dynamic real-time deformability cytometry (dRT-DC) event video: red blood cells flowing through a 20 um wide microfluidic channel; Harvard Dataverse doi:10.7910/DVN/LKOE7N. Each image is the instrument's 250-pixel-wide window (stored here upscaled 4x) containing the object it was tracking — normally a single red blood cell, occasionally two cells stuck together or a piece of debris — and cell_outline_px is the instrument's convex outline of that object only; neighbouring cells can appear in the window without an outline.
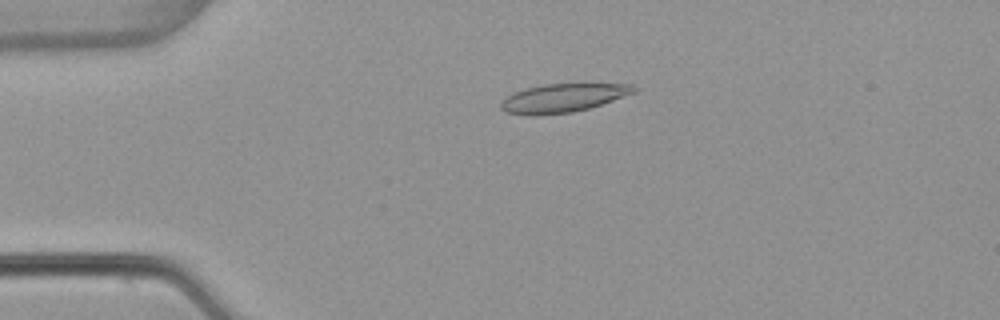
{"species": "common noctule bat (a hibernating species)", "species_latin": "Nyctalus noctula", "temperature_condition": "warm", "stored_images_in_passage": 49, "camera_frame_rate_fps": 3000, "um_per_image_px": 0.085, "animal": {"sex": "female", "body_mass_g": 22.7, "forearm_length_mm": 54.2}, "frame": {"image": 1, "passage_image": 8, "time_ms": 2.333, "image_size_px": [1000, 320], "cell_outline_px": [[636, 92], [588, 108], [572, 112], [536, 116], [528, 116], [508, 112], [500, 108], [500, 104], [508, 96], [524, 88], [544, 84], [584, 80], [588, 80], [632, 84], [636, 88]], "centroid_in_image_um": [47.94, 8.26], "position_along_channel_um": 37.1, "area_um2": 23.18}}
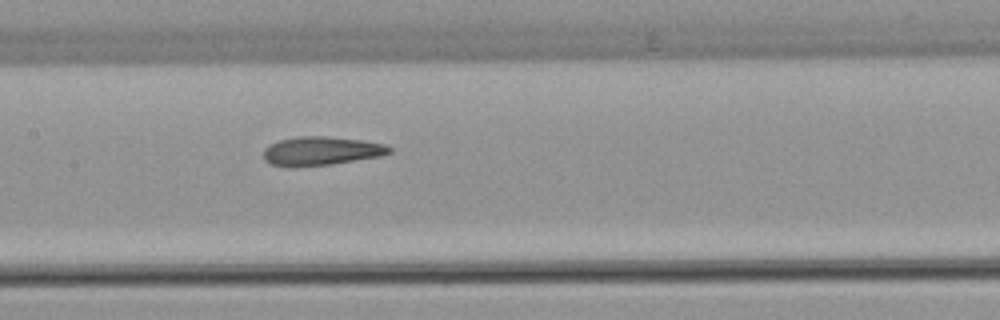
{"frame": {"image": 2, "passage_image": 22, "time_ms": 7.0, "image_size_px": [1000, 320], "cell_outline_px": [[392, 152], [380, 156], [332, 164], [292, 168], [288, 168], [272, 164], [264, 160], [264, 148], [280, 140], [296, 136], [328, 136], [360, 140], [384, 144], [392, 148]], "centroid_in_image_um": [27.28, 12.84], "position_along_channel_um": 180.1, "area_um2": 21.21}}
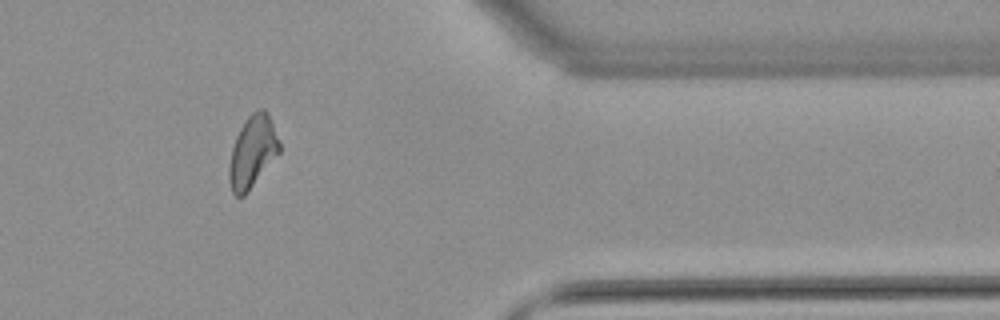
{"frame": {"image": 3, "passage_image": 40, "time_ms": 13.0, "image_size_px": [1000, 320], "cell_outline_px": [[280, 152], [248, 192], [244, 196], [236, 196], [232, 192], [228, 180], [228, 168], [232, 148], [236, 136], [244, 120], [252, 112], [260, 108], [264, 108], [268, 112], [280, 140]], "centroid_in_image_um": [21.46, 12.89], "position_along_channel_um": 389.9, "area_um2": 21.33}, "authors_computed_cell_mechanics": {"area_um2": 21.1548, "velocity_mm_per_s": 3.8519, "shape_relaxation_time_tau1_ms": 9.0692, "shape_relaxation_time_tau2_ms": 1.7574, "deformation_change_tau1": 0.226, "deformation_change_tau2": 0.1049}}